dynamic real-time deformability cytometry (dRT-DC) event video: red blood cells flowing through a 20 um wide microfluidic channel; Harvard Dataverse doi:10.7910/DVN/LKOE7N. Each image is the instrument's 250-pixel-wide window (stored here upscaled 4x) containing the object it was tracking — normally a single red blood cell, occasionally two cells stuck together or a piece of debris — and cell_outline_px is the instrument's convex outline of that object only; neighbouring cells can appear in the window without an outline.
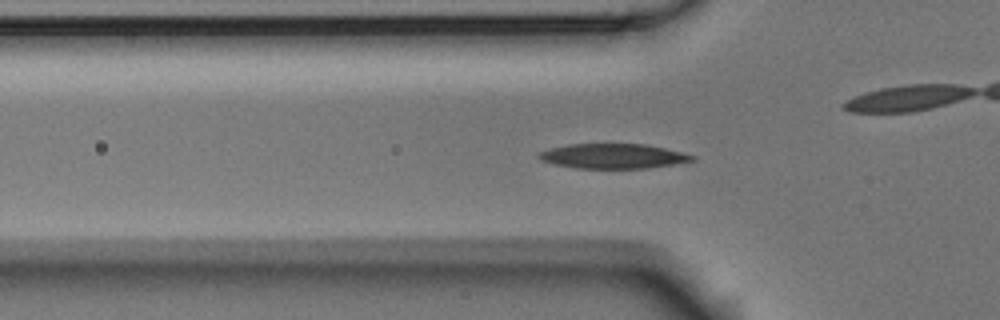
{"species": "Egyptian fruit bat (a non-hibernating species)", "species_latin": "Rousettus aegyptiacus", "temperature_condition": "room temperature", "stored_images_in_passage": 40, "camera_frame_rate_fps": 3000, "um_per_image_px": 0.085, "animal": {"sex": "male"}, "frame": {"image": 1, "passage_image": 3, "time_ms": 0.667, "image_size_px": [1000, 320], "cell_outline_px": [[696, 160], [648, 168], [576, 168], [552, 164], [540, 160], [536, 156], [540, 152], [552, 148], [568, 144], [644, 144], [664, 148], [696, 156]], "centroid_in_image_um": [52.08, 13.27], "position_along_channel_um": 73.7, "area_um2": 22.02}}
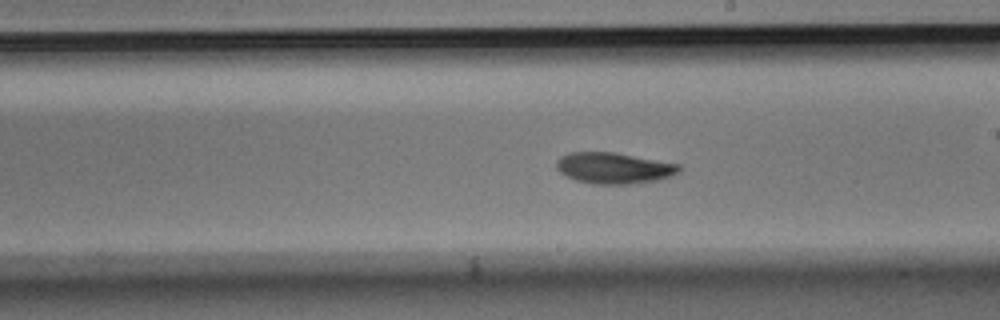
{"frame": {"image": 2, "passage_image": 16, "time_ms": 5.0, "image_size_px": [1000, 320], "cell_outline_px": [[680, 172], [672, 176], [660, 180], [628, 184], [592, 184], [576, 180], [560, 172], [556, 168], [556, 160], [560, 156], [568, 152], [612, 152], [680, 164]], "centroid_in_image_um": [52.18, 14.29], "position_along_channel_um": 236.8, "area_um2": 22.31}}
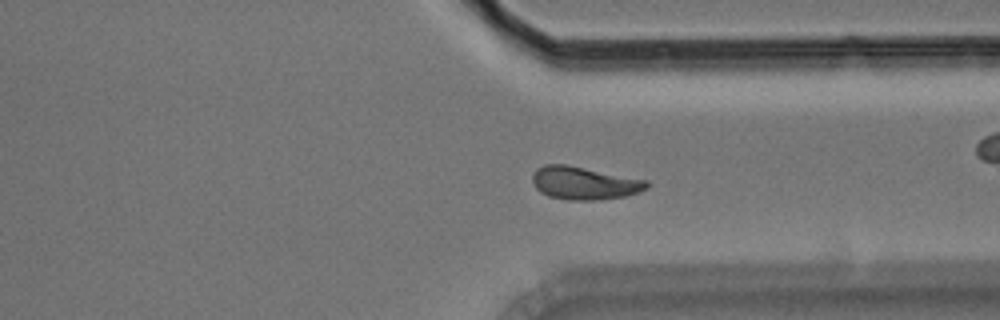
{"frame": {"image": 3, "passage_image": 26, "time_ms": 8.333, "image_size_px": [1000, 320], "cell_outline_px": [[648, 188], [640, 192], [624, 196], [600, 200], [568, 200], [548, 196], [540, 192], [536, 188], [532, 180], [532, 172], [536, 168], [544, 164], [568, 164], [648, 180]], "centroid_in_image_um": [49.65, 15.55], "position_along_channel_um": 361.8, "area_um2": 22.25}, "authors_computed_cell_mechanics": {"area_um2": 21.8195, "velocity_mm_per_s": 3.7504, "shape_relaxation_time_tau1_ms": 2.9892, "shape_relaxation_time_tau2_ms": 5.8974, "deformation_change_tau1": 0.139, "deformation_change_tau2": 0.1138}}